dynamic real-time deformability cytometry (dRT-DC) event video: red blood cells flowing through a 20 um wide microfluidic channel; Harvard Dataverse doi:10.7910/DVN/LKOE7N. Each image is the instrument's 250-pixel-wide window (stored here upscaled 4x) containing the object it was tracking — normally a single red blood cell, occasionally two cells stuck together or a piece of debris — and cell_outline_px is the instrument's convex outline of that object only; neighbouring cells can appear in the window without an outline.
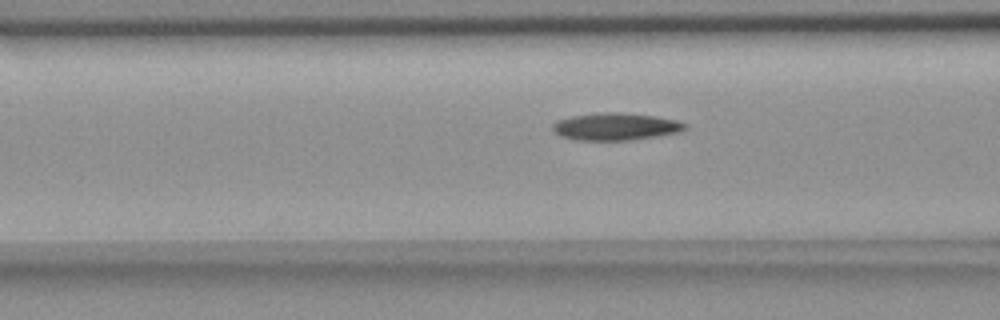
{"species": "common noctule bat (a hibernating species)", "species_latin": "Nyctalus noctula", "temperature_condition": "room temperature", "stored_images_in_passage": 13, "camera_frame_rate_fps": 3000, "um_per_image_px": 0.085, "animal": {"sex": "female", "body_mass_g": 18.4}, "frame": {"image": 1, "passage_image": 10, "time_ms": 3.0, "image_size_px": [1000, 320], "cell_outline_px": [[688, 128], [680, 132], [656, 136], [628, 140], [576, 140], [560, 136], [552, 128], [552, 124], [556, 120], [572, 116], [600, 112], [616, 112], [652, 116], [676, 120], [688, 124]], "centroid_in_image_um": [52.32, 10.76], "position_along_channel_um": 114.3, "area_um2": 20.98}}